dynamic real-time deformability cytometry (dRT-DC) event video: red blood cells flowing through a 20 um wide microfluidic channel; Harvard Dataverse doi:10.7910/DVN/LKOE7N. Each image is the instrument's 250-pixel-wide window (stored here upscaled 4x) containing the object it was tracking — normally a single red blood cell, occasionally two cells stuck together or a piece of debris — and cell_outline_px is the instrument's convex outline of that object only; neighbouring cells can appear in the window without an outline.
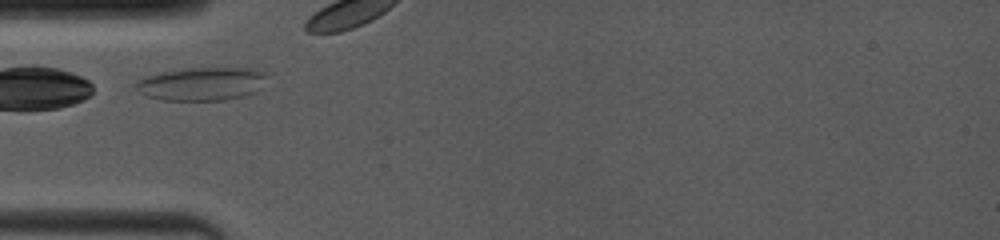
{"species": "common noctule bat (a hibernating species)", "species_latin": "Nyctalus noctula", "temperature_condition": "room temperature", "stored_images_in_passage": 15, "camera_frame_rate_fps": 4000, "um_per_image_px": 0.085, "animal": {"sex": "female", "body_mass_g": 19.0, "forearm_length_mm": 53.3}, "frame": {"image": 1, "passage_image": 1, "time_ms": 0.0, "image_size_px": [1000, 240], "cell_outline_px": [[268, 72], [260, 88], [256, 92], [244, 96], [224, 100], [164, 100], [148, 96], [140, 92], [136, 88], [136, 80], [160, 72], [188, 68], [252, 68]], "centroid_in_image_um": [17.18, 7.12], "position_along_channel_um": 67.8, "area_um2": 25.37}}